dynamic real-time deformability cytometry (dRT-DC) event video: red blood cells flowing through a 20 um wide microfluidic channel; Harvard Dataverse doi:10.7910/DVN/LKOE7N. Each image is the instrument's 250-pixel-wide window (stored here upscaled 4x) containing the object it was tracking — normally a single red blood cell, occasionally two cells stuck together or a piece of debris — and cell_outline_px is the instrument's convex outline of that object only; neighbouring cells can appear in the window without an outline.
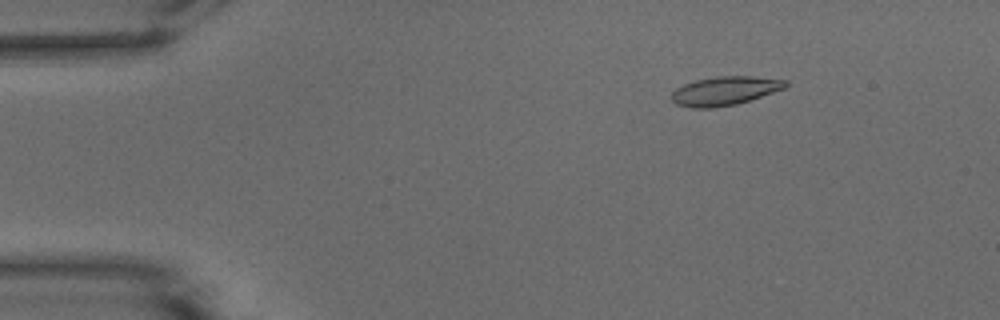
{"species": "common noctule bat (a hibernating species)", "species_latin": "Nyctalus noctula", "temperature_condition": "warm", "stored_images_in_passage": 53, "camera_frame_rate_fps": 3000, "um_per_image_px": 0.085, "animal": {"sex": "male", "body_mass_g": 15.6}, "frame": {"image": 1, "passage_image": 8, "time_ms": 2.333, "image_size_px": [1000, 320], "cell_outline_px": [[788, 84], [784, 88], [736, 104], [712, 108], [692, 108], [676, 104], [672, 100], [672, 92], [676, 88], [684, 84], [696, 80], [716, 76], [752, 76], [788, 80]], "centroid_in_image_um": [61.58, 7.72], "position_along_channel_um": 23.4, "area_um2": 18.96}}
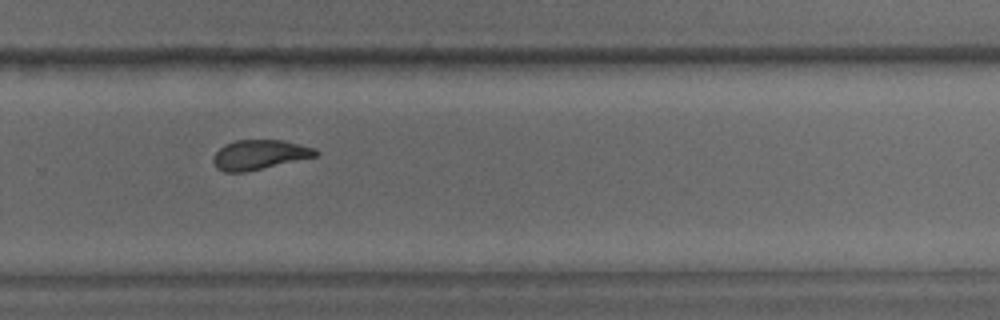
{"frame": {"image": 2, "passage_image": 36, "time_ms": 11.667, "image_size_px": [1000, 320], "cell_outline_px": [[320, 152], [316, 156], [244, 172], [224, 172], [216, 168], [212, 160], [212, 156], [224, 144], [236, 140], [284, 140], [316, 148]], "centroid_in_image_um": [22.03, 13.14], "position_along_channel_um": 307.8, "area_um2": 17.69}}
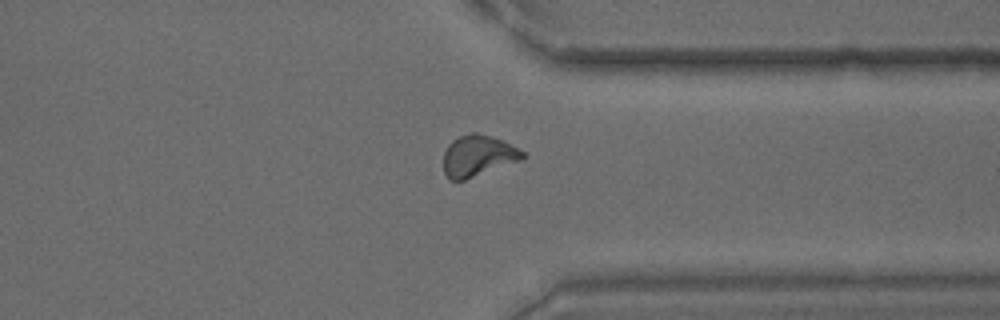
{"frame": {"image": 3, "passage_image": 41, "time_ms": 13.333, "image_size_px": [1000, 320], "cell_outline_px": [[524, 156], [520, 160], [464, 180], [448, 180], [444, 172], [444, 152], [448, 144], [452, 140], [460, 136], [472, 132], [476, 132], [492, 136], [524, 152]], "centroid_in_image_um": [40.57, 13.24], "position_along_channel_um": 370.8, "area_um2": 18.67}, "authors_computed_cell_mechanics": {"area_um2": 18.785, "velocity_mm_per_s": 3.8558, "shape_relaxation_time_tau1_ms": null, "shape_relaxation_time_tau2_ms": 2.5748, "deformation_change_tau1": null, "deformation_change_tau2": 0.0978}}